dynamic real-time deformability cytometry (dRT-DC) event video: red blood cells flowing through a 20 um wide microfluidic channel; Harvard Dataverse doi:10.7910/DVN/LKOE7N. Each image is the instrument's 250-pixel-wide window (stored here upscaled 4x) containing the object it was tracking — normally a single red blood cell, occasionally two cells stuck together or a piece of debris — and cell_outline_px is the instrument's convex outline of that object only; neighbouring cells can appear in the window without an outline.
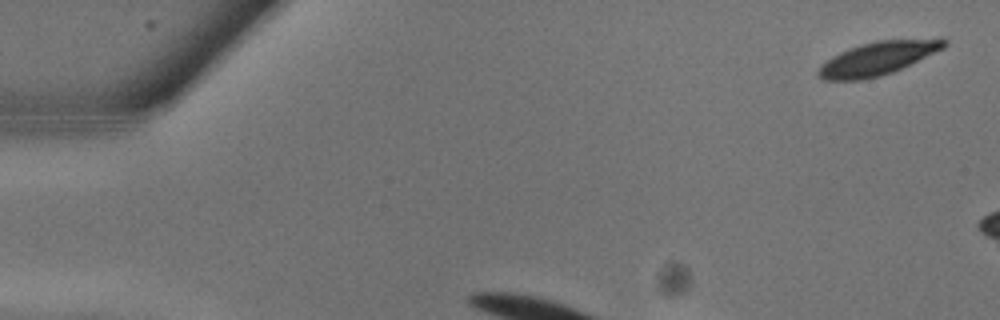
{"species": "common noctule bat (a hibernating species)", "species_latin": "Nyctalus noctula", "temperature_condition": "warm", "stored_images_in_passage": 5, "camera_frame_rate_fps": 3000, "um_per_image_px": 0.085, "animal": {"sex": "male", "body_mass_g": 13.3}, "frame": {"image": 1, "passage_image": 1, "time_ms": 0.0, "image_size_px": [1000, 320], "cell_outline_px": [[948, 44], [944, 48], [892, 72], [880, 76], [864, 80], [824, 80], [816, 76], [816, 72], [832, 56], [840, 52], [860, 44], [876, 40], [940, 36], [948, 40]], "centroid_in_image_um": [74.69, 4.92], "position_along_channel_um": 10.3, "area_um2": 24.85}}